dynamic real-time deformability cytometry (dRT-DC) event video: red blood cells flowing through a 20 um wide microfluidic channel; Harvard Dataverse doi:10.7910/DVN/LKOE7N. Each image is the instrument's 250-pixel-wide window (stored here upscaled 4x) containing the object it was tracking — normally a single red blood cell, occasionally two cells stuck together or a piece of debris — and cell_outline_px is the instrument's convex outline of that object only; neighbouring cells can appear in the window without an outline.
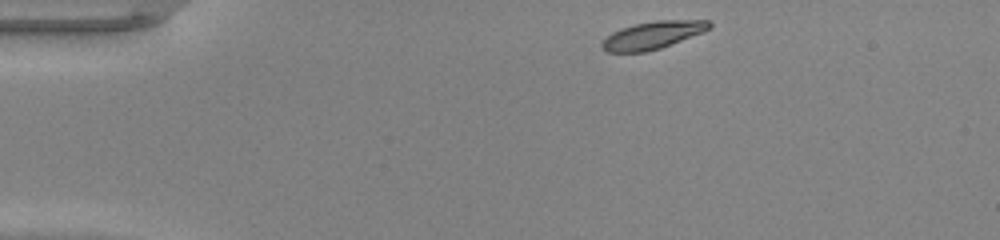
{"species": "common noctule bat (a hibernating species)", "species_latin": "Nyctalus noctula", "temperature_condition": "warm", "stored_images_in_passage": 41, "camera_frame_rate_fps": 3000, "um_per_image_px": 0.085, "animal": {"sex": "male", "body_mass_g": 20.0, "forearm_length_mm": 53.3}, "frame": {"image": 1, "passage_image": 1, "time_ms": 0.0, "image_size_px": [1000, 240], "cell_outline_px": [[712, 28], [704, 32], [660, 48], [644, 52], [608, 52], [600, 48], [600, 44], [612, 32], [620, 28], [636, 24], [656, 20], [708, 20], [712, 24]], "centroid_in_image_um": [55.49, 2.98], "position_along_channel_um": 29.5, "area_um2": 17.28}}
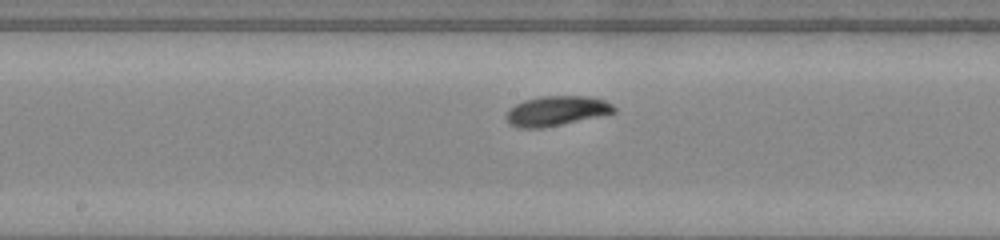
{"frame": {"image": 2, "passage_image": 18, "time_ms": 5.667, "image_size_px": [1000, 240], "cell_outline_px": [[616, 112], [560, 124], [540, 128], [516, 128], [508, 124], [504, 116], [508, 108], [524, 100], [544, 96], [588, 96], [604, 100], [612, 104], [616, 108]], "centroid_in_image_um": [47.23, 9.42], "position_along_channel_um": 201.0, "area_um2": 18.67}}
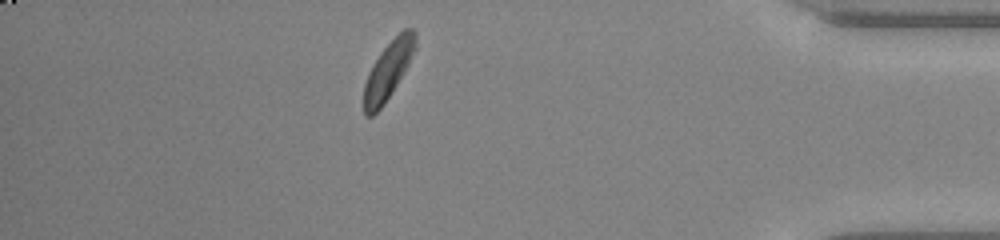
{"frame": {"image": 3, "passage_image": 35, "time_ms": 11.333, "image_size_px": [1000, 240], "cell_outline_px": [[416, 48], [404, 72], [384, 104], [372, 116], [364, 116], [364, 84], [368, 72], [372, 64], [380, 52], [404, 28], [412, 28], [416, 32]], "centroid_in_image_um": [32.99, 5.97], "position_along_channel_um": 402.2, "area_um2": 17.17}, "authors_computed_cell_mechanics": {"area_um2": 17.7446, "velocity_mm_per_s": 4.2352, "shape_relaxation_time_tau1_ms": 1.874, "shape_relaxation_time_tau2_ms": null, "deformation_change_tau1": 0.1128, "deformation_change_tau2": null}}